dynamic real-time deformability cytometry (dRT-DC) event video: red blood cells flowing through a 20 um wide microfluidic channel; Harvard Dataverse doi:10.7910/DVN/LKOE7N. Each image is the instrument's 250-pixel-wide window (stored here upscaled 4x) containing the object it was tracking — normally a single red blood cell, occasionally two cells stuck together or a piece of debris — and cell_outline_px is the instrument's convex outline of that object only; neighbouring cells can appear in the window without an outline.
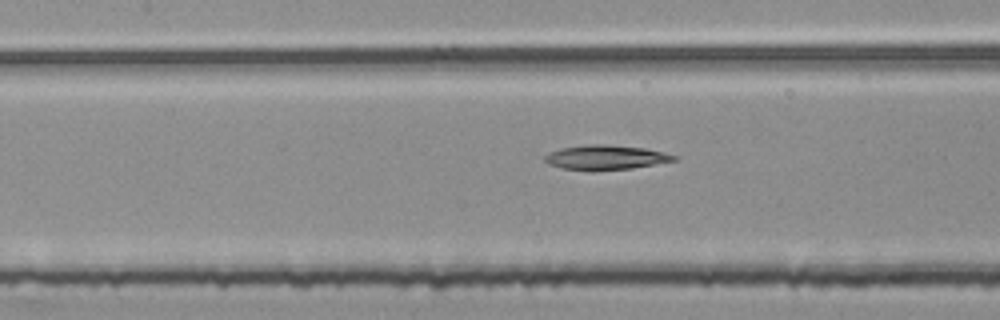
{"species": "common noctule bat (a hibernating species)", "species_latin": "Nyctalus noctula", "temperature_condition": "room temperature", "stored_images_in_passage": 54, "segment_of_instrument_passage": [2, 2], "camera_frame_rate_fps": 3000, "um_per_image_px": 0.085, "animal": {"sex": "female", "body_mass_g": 25.1}, "frame": {"image": 1, "passage_image": 24, "time_ms": 7.667, "image_size_px": [1000, 320], "cell_outline_px": [[676, 160], [632, 168], [592, 172], [588, 172], [564, 168], [548, 164], [544, 160], [544, 156], [548, 152], [560, 148], [588, 144], [600, 144], [644, 148], [664, 152], [676, 156]], "centroid_in_image_um": [51.41, 13.39], "position_along_channel_um": 156.0, "area_um2": 18.67}}
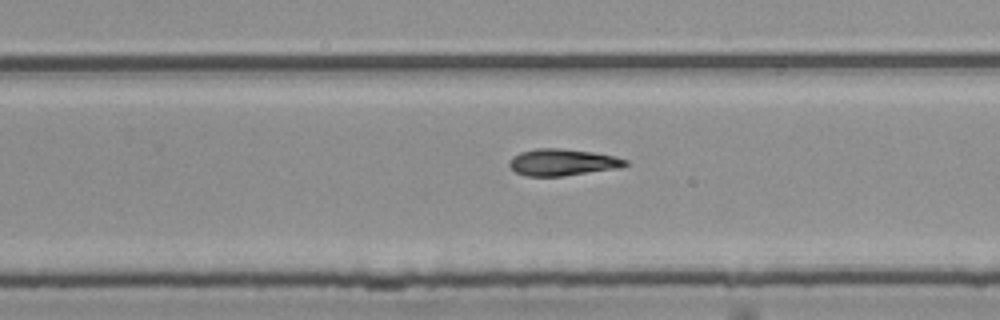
{"frame": {"image": 2, "passage_image": 34, "time_ms": 11.0, "image_size_px": [1000, 320], "cell_outline_px": [[628, 164], [620, 168], [560, 176], [524, 176], [516, 172], [508, 164], [512, 156], [520, 152], [536, 148], [560, 148], [592, 152], [616, 156], [628, 160]], "centroid_in_image_um": [47.81, 13.79], "position_along_channel_um": 282.0, "area_um2": 18.09}}
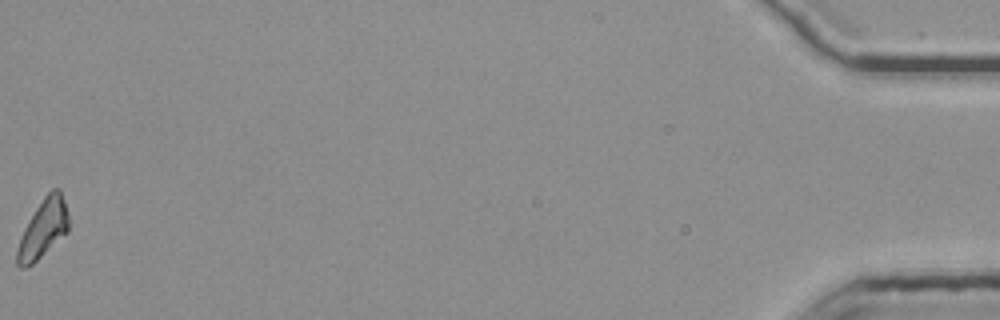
{"frame": {"image": 3, "passage_image": 54, "time_ms": 17.667, "image_size_px": [1000, 320], "cell_outline_px": [[68, 232], [32, 264], [24, 268], [20, 268], [16, 264], [16, 252], [20, 236], [24, 228], [36, 208], [44, 196], [52, 188], [60, 188], [68, 212]], "centroid_in_image_um": [3.66, 19.43], "position_along_channel_um": 431.5, "area_um2": 17.46}}